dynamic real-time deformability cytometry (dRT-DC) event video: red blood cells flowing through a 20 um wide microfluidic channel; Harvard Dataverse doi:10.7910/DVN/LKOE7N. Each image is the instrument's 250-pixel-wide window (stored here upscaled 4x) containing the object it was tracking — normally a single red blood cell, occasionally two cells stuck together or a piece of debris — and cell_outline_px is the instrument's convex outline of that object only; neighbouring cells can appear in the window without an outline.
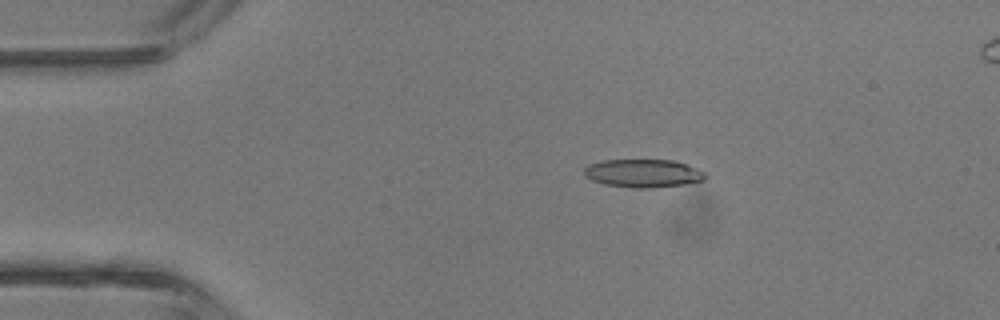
{"species": "common noctule bat (a hibernating species)", "species_latin": "Nyctalus noctula", "temperature_condition": "room temperature", "stored_images_in_passage": 5, "camera_frame_rate_fps": 3000, "um_per_image_px": 0.085, "animal": {"sex": "male", "body_mass_g": 13.3}, "frame": {"image": 1, "passage_image": 3, "time_ms": 2.333, "image_size_px": [1000, 320], "cell_outline_px": [[708, 176], [704, 180], [684, 184], [648, 188], [636, 188], [604, 184], [592, 180], [584, 176], [584, 168], [588, 164], [604, 160], [672, 160], [688, 164], [704, 172]], "centroid_in_image_um": [54.66, 14.72], "position_along_channel_um": 30.3, "area_um2": 19.88}}